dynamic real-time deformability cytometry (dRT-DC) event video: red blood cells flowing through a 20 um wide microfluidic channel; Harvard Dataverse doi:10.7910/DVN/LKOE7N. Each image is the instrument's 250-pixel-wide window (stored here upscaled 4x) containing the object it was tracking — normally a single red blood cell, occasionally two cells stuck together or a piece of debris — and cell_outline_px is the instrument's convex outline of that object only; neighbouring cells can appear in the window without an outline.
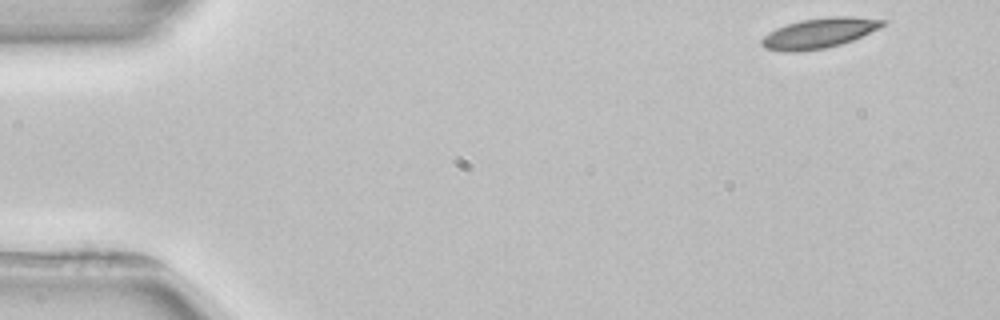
{"species": "common noctule bat (a hibernating species)", "species_latin": "Nyctalus noctula", "temperature_condition": "room temperature", "stored_images_in_passage": 3, "camera_frame_rate_fps": 3000, "um_per_image_px": 0.085, "animal": {"sex": "female", "body_mass_g": 22.7, "forearm_length_mm": 54.2}, "frame": {"image": 1, "passage_image": 1, "time_ms": 0.0, "image_size_px": [1000, 320], "cell_outline_px": [[888, 20], [880, 28], [852, 40], [840, 44], [824, 48], [796, 52], [784, 52], [764, 48], [760, 44], [760, 40], [768, 32], [776, 28], [800, 20], [832, 16], [852, 16]], "centroid_in_image_um": [69.61, 2.81], "position_along_channel_um": 15.4, "area_um2": 21.27}}
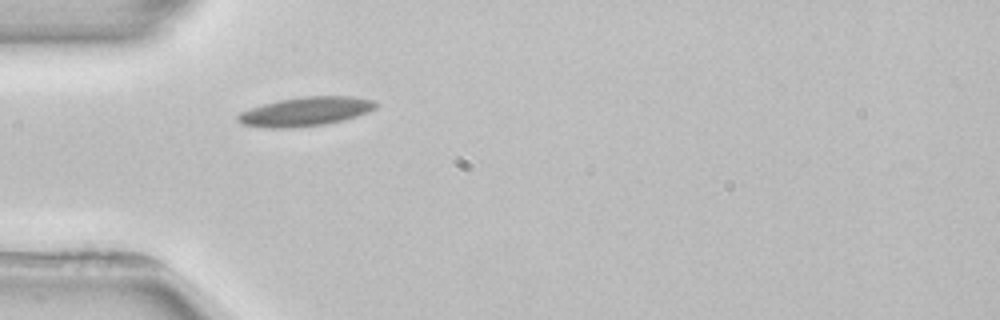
{"frame": {"image": 2, "passage_image": 3, "time_ms": 4.0, "image_size_px": [1000, 320], "cell_outline_px": [[380, 104], [376, 108], [368, 112], [344, 120], [324, 124], [288, 128], [272, 128], [240, 124], [236, 120], [236, 116], [240, 112], [264, 104], [280, 100], [304, 96], [352, 96], [376, 100]], "centroid_in_image_um": [26.01, 9.47], "position_along_channel_um": 59.0, "area_um2": 23.35}}